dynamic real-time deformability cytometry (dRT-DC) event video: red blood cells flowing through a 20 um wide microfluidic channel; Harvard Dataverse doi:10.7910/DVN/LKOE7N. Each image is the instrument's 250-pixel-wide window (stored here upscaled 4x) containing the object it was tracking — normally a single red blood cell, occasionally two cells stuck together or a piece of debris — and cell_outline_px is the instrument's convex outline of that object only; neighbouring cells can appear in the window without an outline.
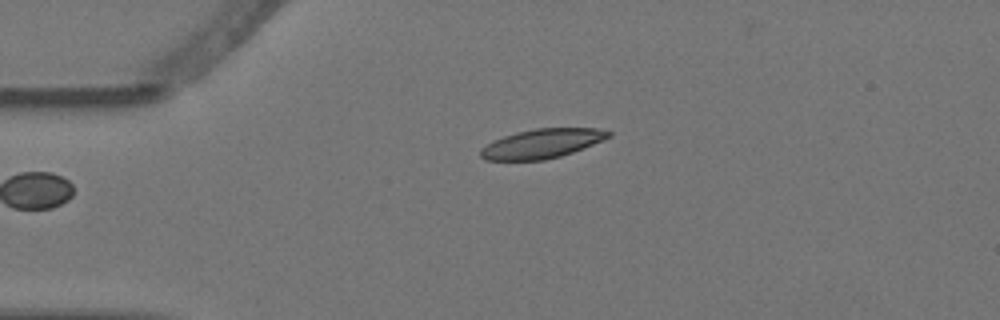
{"species": "Egyptian fruit bat (a non-hibernating species)", "species_latin": "Rousettus aegyptiacus", "temperature_condition": "warm", "stored_images_in_passage": 2, "camera_frame_rate_fps": 3000, "um_per_image_px": 0.085, "animal": {"sex": "female"}, "frame": {"image": 1, "passage_image": 1, "time_ms": 0.0, "image_size_px": [1000, 320], "cell_outline_px": [[612, 136], [604, 140], [572, 152], [560, 156], [544, 160], [484, 160], [480, 156], [480, 148], [504, 136], [516, 132], [536, 128], [596, 128], [612, 132]], "centroid_in_image_um": [46.08, 12.2], "position_along_channel_um": 38.9, "area_um2": 21.73}}